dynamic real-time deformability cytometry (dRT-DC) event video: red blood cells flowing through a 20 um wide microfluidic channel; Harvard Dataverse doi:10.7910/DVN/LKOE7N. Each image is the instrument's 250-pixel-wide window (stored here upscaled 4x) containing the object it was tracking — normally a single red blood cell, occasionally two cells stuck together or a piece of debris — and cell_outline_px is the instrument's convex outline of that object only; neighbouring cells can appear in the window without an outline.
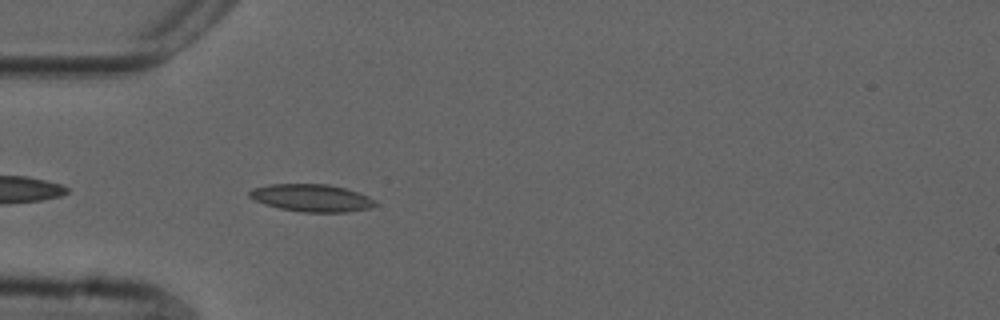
{"species": "common noctule bat (a hibernating species)", "species_latin": "Nyctalus noctula", "temperature_condition": "cold", "stored_images_in_passage": 26, "camera_frame_rate_fps": 3000, "um_per_image_px": 0.085, "animal": {"sex": "male", "forearm_length_mm": 52.5}, "frame": {"image": 1, "passage_image": 3, "time_ms": 0.667, "image_size_px": [1000, 320], "cell_outline_px": [[376, 204], [368, 208], [348, 212], [300, 212], [280, 208], [264, 204], [252, 200], [248, 196], [248, 192], [252, 188], [268, 184], [328, 184], [344, 188], [368, 196], [376, 200]], "centroid_in_image_um": [26.43, 16.82], "position_along_channel_um": 58.6, "area_um2": 20.17}}
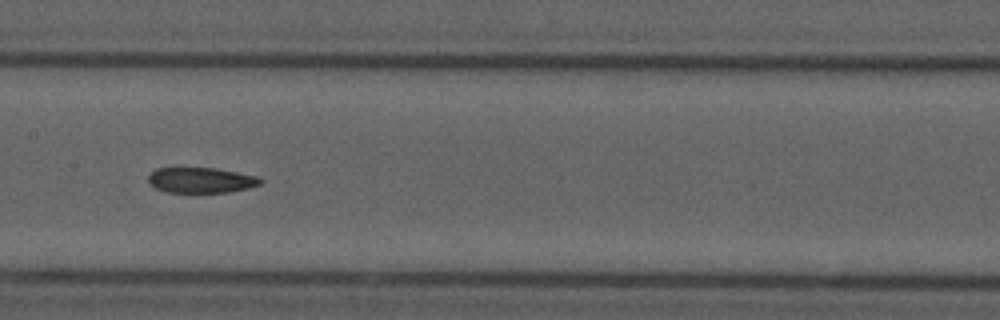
{"frame": {"image": 2, "passage_image": 14, "time_ms": 4.333, "image_size_px": [1000, 320], "cell_outline_px": [[264, 180], [260, 184], [248, 188], [228, 192], [164, 192], [148, 184], [148, 176], [156, 168], [176, 164], [216, 168], [256, 176]], "centroid_in_image_um": [16.98, 15.26], "position_along_channel_um": 190.4, "area_um2": 17.46}}
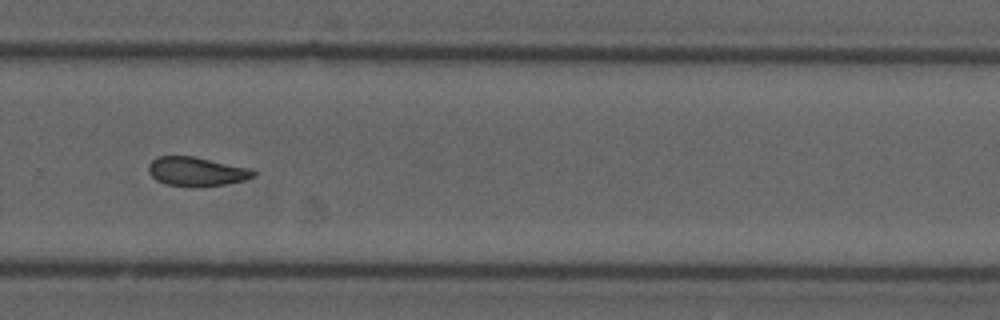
{"frame": {"image": 3, "passage_image": 24, "time_ms": 7.667, "image_size_px": [1000, 320], "cell_outline_px": [[256, 176], [244, 180], [224, 184], [168, 184], [156, 180], [148, 172], [148, 164], [156, 156], [192, 156], [248, 168], [256, 172]], "centroid_in_image_um": [16.67, 14.53], "position_along_channel_um": 313.1, "area_um2": 16.94}}